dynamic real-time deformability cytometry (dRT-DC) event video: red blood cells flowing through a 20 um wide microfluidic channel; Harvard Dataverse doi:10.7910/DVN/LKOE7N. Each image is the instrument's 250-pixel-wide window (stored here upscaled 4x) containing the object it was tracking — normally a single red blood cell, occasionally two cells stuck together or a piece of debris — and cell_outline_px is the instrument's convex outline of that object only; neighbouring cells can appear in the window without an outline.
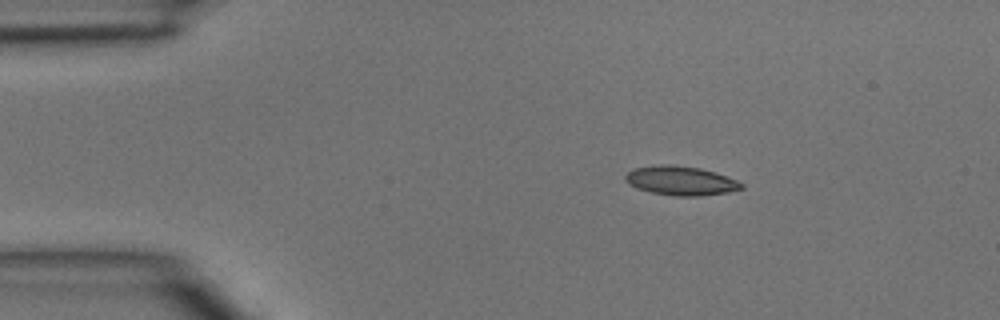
{"species": "common noctule bat (a hibernating species)", "species_latin": "Nyctalus noctula", "temperature_condition": "room temperature", "stored_images_in_passage": 39, "camera_frame_rate_fps": 3000, "um_per_image_px": 0.085, "animal": {"sex": "male", "body_mass_g": 15.6}, "frame": {"image": 1, "passage_image": 1, "time_ms": 0.0, "image_size_px": [1000, 320], "cell_outline_px": [[744, 188], [728, 192], [700, 196], [676, 196], [652, 192], [636, 188], [628, 184], [624, 180], [624, 176], [632, 168], [660, 164], [668, 164], [700, 168], [716, 172], [736, 180], [744, 184]], "centroid_in_image_um": [57.84, 15.35], "position_along_channel_um": 27.2, "area_um2": 19.83}}
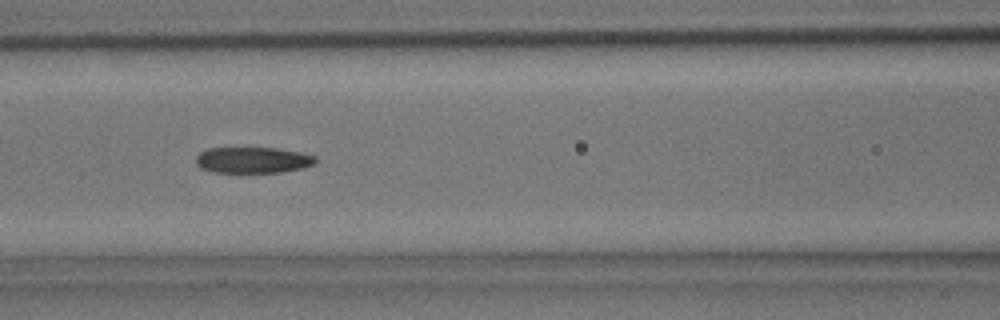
{"frame": {"image": 2, "passage_image": 13, "time_ms": 4.0, "image_size_px": [1000, 320], "cell_outline_px": [[316, 160], [312, 164], [300, 168], [280, 172], [212, 172], [200, 168], [196, 164], [196, 156], [200, 152], [208, 148], [276, 148], [300, 152], [316, 156]], "centroid_in_image_um": [21.44, 13.6], "position_along_channel_um": 145.2, "area_um2": 18.03}}
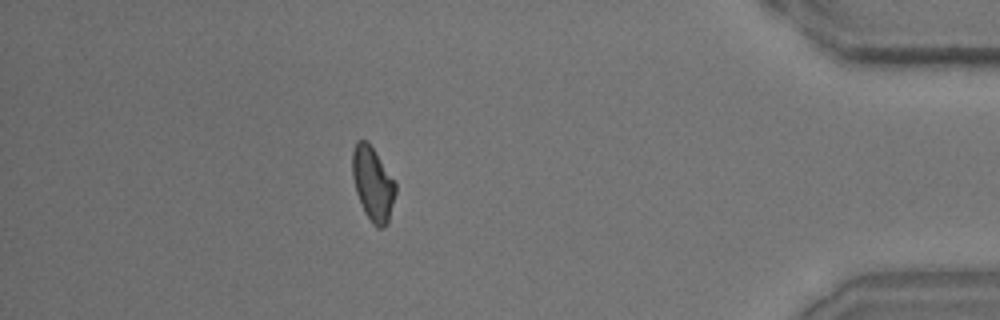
{"frame": {"image": 3, "passage_image": 34, "time_ms": 11.0, "image_size_px": [1000, 320], "cell_outline_px": [[396, 192], [388, 224], [380, 228], [376, 228], [372, 224], [364, 212], [356, 192], [352, 176], [352, 152], [356, 140], [368, 140], [396, 184]], "centroid_in_image_um": [31.68, 15.63], "position_along_channel_um": 403.5, "area_um2": 18.67}}